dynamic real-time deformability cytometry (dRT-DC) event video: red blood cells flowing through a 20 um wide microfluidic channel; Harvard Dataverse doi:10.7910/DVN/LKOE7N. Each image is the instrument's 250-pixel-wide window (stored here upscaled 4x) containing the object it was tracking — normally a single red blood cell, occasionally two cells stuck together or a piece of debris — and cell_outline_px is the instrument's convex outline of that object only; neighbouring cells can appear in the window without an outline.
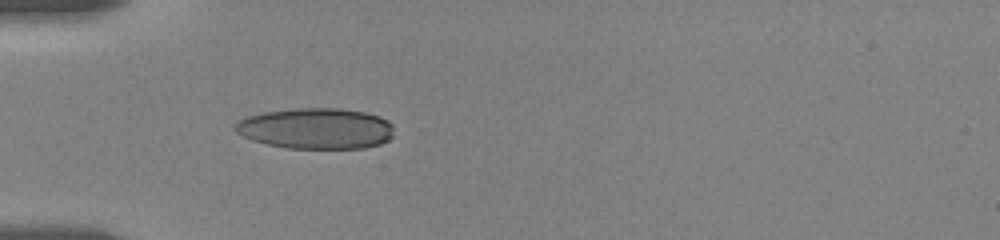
{"species": "human", "species_latin": "Homo sapiens", "temperature_condition": "room temperature", "stored_images_in_passage": 27, "camera_frame_rate_fps": 3000, "um_per_image_px": 0.085, "donor": {"sex": "female"}, "frame": {"image": 1, "passage_image": 2, "time_ms": 0.667, "image_size_px": [1000, 240], "cell_outline_px": [[392, 136], [388, 140], [380, 144], [364, 148], [288, 148], [268, 144], [252, 140], [236, 132], [232, 128], [236, 120], [248, 116], [264, 112], [296, 108], [340, 108], [364, 112], [388, 120], [392, 124]], "centroid_in_image_um": [26.83, 10.92], "position_along_channel_um": 58.2, "area_um2": 37.86}}
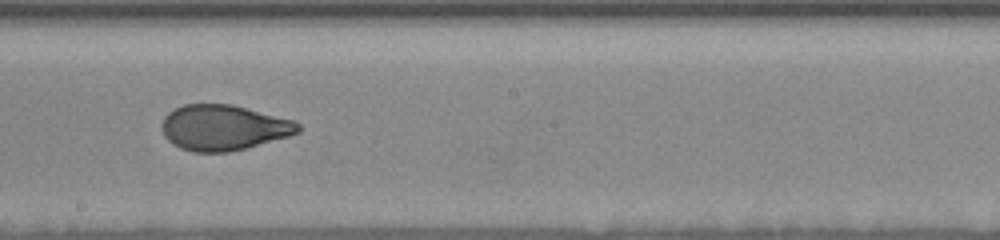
{"frame": {"image": 2, "passage_image": 12, "time_ms": 5.667, "image_size_px": [1000, 240], "cell_outline_px": [[300, 132], [288, 136], [248, 148], [228, 152], [192, 152], [180, 148], [172, 144], [164, 136], [160, 128], [160, 124], [164, 116], [168, 112], [184, 104], [232, 104], [296, 120], [300, 124]], "centroid_in_image_um": [18.99, 10.84], "position_along_channel_um": 229.2, "area_um2": 36.59}}
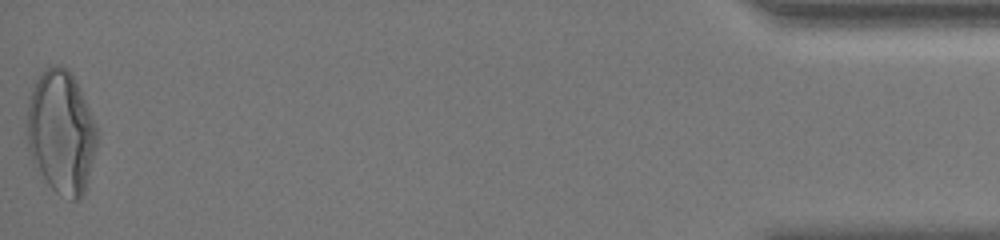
{"frame": {"image": 3, "passage_image": 27, "time_ms": 13.667, "image_size_px": [1000, 240], "cell_outline_px": [[96, 144], [84, 192], [80, 200], [72, 200], [56, 192], [48, 184], [32, 160], [28, 152], [28, 104], [32, 88], [36, 80], [48, 68], [56, 64], [60, 64], [68, 68], [72, 72], [92, 116], [96, 128]], "centroid_in_image_um": [5.19, 11.22], "position_along_channel_um": 430.0, "area_um2": 49.48}, "authors_computed_cell_mechanics": {"area_um2": 37.281, "velocity_mm_per_s": 3.5721, "shape_relaxation_time_tau1_ms": 6.6535, "shape_relaxation_time_tau2_ms": 0.715, "deformation_change_tau1": 0.1932, "deformation_change_tau2": 0.0492}}